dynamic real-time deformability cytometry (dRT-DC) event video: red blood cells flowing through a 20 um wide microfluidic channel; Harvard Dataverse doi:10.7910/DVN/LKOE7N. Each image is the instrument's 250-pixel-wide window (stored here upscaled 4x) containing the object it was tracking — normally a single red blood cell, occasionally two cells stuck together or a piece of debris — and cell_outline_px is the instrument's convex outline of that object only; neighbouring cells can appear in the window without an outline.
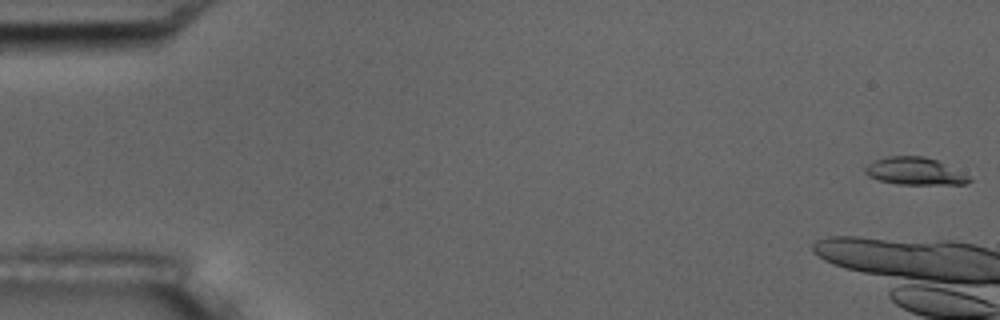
{"species": "common noctule bat (a hibernating species)", "species_latin": "Nyctalus noctula", "temperature_condition": "room temperature", "stored_images_in_passage": 8, "camera_frame_rate_fps": 3000, "um_per_image_px": 0.085, "animal": {"sex": "male", "body_mass_g": 17.5, "forearm_length_mm": 52.3}, "frame": {"image": 1, "passage_image": 1, "time_ms": 0.0, "image_size_px": [1000, 320], "cell_outline_px": [[972, 180], [964, 184], [896, 184], [880, 180], [868, 176], [864, 172], [864, 168], [872, 160], [888, 156], [924, 156], [936, 160], [968, 176]], "centroid_in_image_um": [77.68, 14.55], "position_along_channel_um": 7.3, "area_um2": 16.42}}